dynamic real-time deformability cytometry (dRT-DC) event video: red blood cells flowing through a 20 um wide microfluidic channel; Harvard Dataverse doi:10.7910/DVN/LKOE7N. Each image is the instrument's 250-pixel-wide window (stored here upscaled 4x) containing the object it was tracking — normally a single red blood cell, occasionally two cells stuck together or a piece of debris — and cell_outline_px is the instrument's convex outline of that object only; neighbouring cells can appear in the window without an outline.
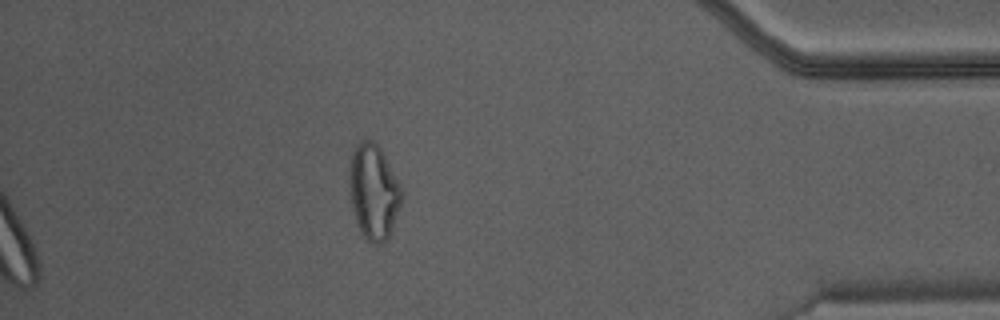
{"species": "Egyptian fruit bat (a non-hibernating species)", "species_latin": "Rousettus aegyptiacus", "temperature_condition": "warm", "stored_images_in_passage": 47, "camera_frame_rate_fps": 3000, "um_per_image_px": 0.085, "animal": {"sex": "male"}, "frame": {"image": 1, "passage_image": 47, "time_ms": 15.333, "image_size_px": [1000, 320], "cell_outline_px": [[404, 196], [388, 240], [380, 244], [372, 244], [364, 236], [356, 220], [352, 208], [352, 152], [356, 144], [360, 140], [372, 140], [380, 148], [404, 188]], "centroid_in_image_um": [31.84, 16.32], "position_along_channel_um": 403.4, "area_um2": 28.55}}